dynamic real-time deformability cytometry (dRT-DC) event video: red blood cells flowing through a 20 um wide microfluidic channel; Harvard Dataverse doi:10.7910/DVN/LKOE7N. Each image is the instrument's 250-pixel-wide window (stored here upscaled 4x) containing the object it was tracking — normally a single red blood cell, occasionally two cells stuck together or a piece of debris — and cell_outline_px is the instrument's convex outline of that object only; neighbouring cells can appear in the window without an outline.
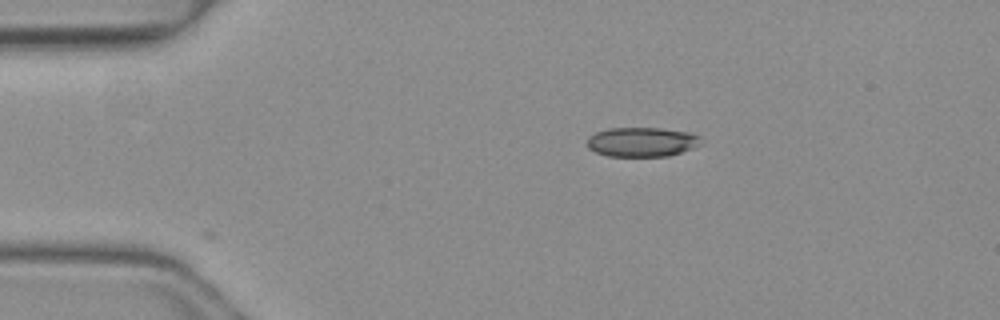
{"species": "common noctule bat (a hibernating species)", "species_latin": "Nyctalus noctula", "temperature_condition": "warm", "stored_images_in_passage": 31, "camera_frame_rate_fps": 3000, "um_per_image_px": 0.085, "animal": {"sex": "female", "body_mass_g": 19.3, "forearm_length_mm": 54.1}, "frame": {"image": 1, "passage_image": 1, "time_ms": 0.0, "image_size_px": [1000, 320], "cell_outline_px": [[704, 144], [668, 156], [608, 156], [596, 152], [588, 148], [588, 136], [596, 132], [608, 128], [660, 128], [688, 132], [700, 136], [704, 140]], "centroid_in_image_um": [54.6, 12.06], "position_along_channel_um": 30.4, "area_um2": 19.65}}
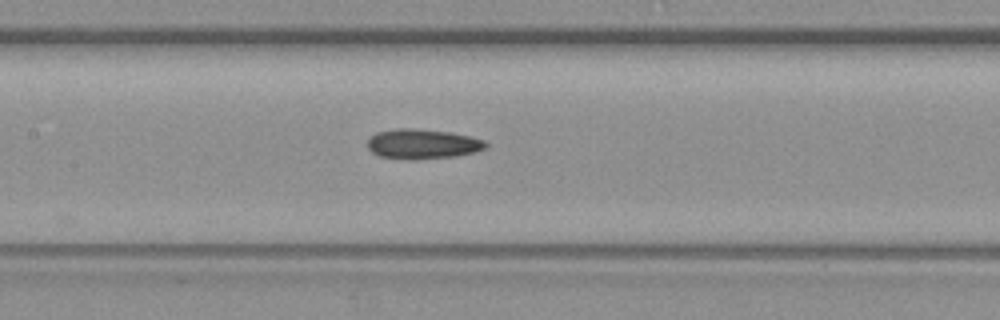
{"frame": {"image": 2, "passage_image": 15, "time_ms": 4.667, "image_size_px": [1000, 320], "cell_outline_px": [[488, 144], [484, 148], [476, 152], [456, 156], [416, 160], [404, 160], [380, 156], [372, 152], [368, 148], [368, 140], [376, 132], [396, 128], [412, 128], [448, 132], [468, 136], [484, 140]], "centroid_in_image_um": [35.89, 12.25], "position_along_channel_um": 171.5, "area_um2": 20.63}}
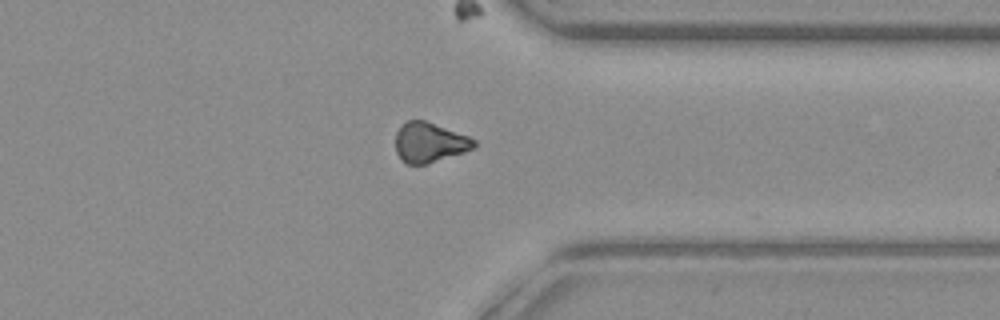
{"frame": {"image": 3, "passage_image": 30, "time_ms": 9.667, "image_size_px": [1000, 320], "cell_outline_px": [[476, 148], [428, 164], [408, 164], [400, 160], [396, 152], [396, 132], [408, 120], [424, 120], [468, 136], [476, 140]], "centroid_in_image_um": [36.51, 12.13], "position_along_channel_um": 374.9, "area_um2": 18.21}}